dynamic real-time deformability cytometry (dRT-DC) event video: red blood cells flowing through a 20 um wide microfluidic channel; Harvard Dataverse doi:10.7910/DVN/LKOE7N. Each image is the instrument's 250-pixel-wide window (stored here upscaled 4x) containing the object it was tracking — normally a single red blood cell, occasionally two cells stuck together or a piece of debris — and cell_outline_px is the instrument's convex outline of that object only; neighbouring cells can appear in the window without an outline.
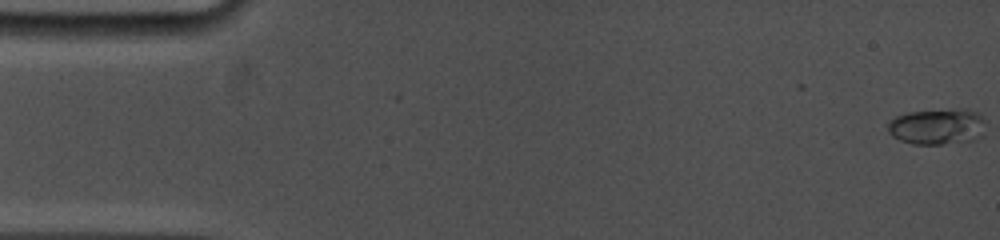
{"species": "common noctule bat (a hibernating species)", "species_latin": "Nyctalus noctula", "temperature_condition": "cold", "stored_images_in_passage": 24, "camera_frame_rate_fps": 5000, "um_per_image_px": 0.085, "animal": {"sex": "female", "body_mass_g": 19.0, "forearm_length_mm": 53.3}, "frame": {"image": 1, "passage_image": 1, "time_ms": 0.0, "image_size_px": [1000, 240], "cell_outline_px": [[984, 136], [976, 140], [940, 144], [912, 144], [900, 140], [892, 136], [888, 132], [888, 120], [896, 116], [908, 112], [964, 108], [968, 108], [980, 112], [984, 120]], "centroid_in_image_um": [79.71, 10.75], "position_along_channel_um": 5.3, "area_um2": 20.98}}
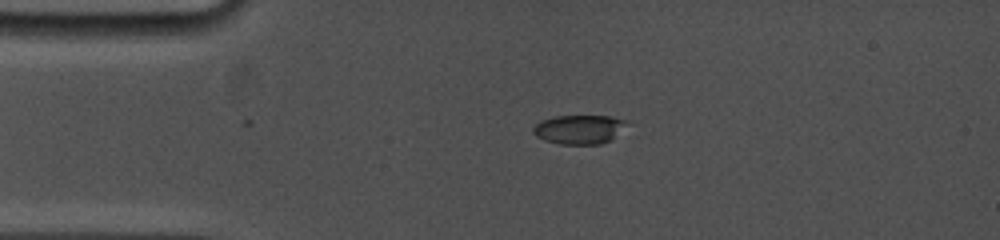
{"frame": {"image": 2, "passage_image": 19, "time_ms": 3.6, "image_size_px": [1000, 240], "cell_outline_px": [[628, 124], [612, 140], [600, 144], [560, 144], [544, 140], [536, 136], [532, 132], [532, 128], [540, 120], [556, 116], [612, 116], [624, 120]], "centroid_in_image_um": [49.22, 11.0], "position_along_channel_um": 35.8, "area_um2": 15.95}}